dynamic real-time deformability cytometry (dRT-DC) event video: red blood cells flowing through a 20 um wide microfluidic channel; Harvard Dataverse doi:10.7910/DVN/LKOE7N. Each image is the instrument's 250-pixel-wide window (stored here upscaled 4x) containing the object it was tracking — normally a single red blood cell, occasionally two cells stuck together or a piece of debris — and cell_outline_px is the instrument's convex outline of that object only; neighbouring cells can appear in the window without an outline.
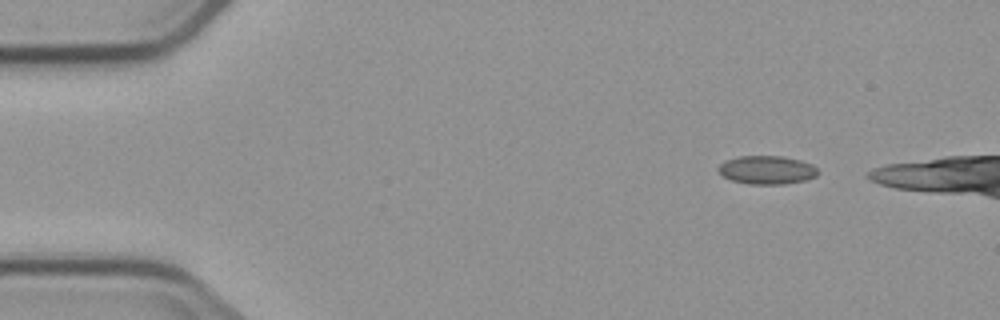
{"species": "common noctule bat (a hibernating species)", "species_latin": "Nyctalus noctula", "temperature_condition": "cold", "stored_images_in_passage": 3, "camera_frame_rate_fps": 3000, "um_per_image_px": 0.085, "animal": {"sex": "male", "body_mass_g": 23.1, "forearm_length_mm": 52.7}, "frame": {"image": 1, "passage_image": 1, "time_ms": 0.0, "image_size_px": [1000, 320], "cell_outline_px": [[820, 172], [816, 176], [804, 180], [780, 184], [752, 184], [732, 180], [724, 176], [716, 168], [724, 160], [736, 156], [784, 156], [800, 160], [812, 164]], "centroid_in_image_um": [65.17, 14.43], "position_along_channel_um": 19.8, "area_um2": 16.47}}